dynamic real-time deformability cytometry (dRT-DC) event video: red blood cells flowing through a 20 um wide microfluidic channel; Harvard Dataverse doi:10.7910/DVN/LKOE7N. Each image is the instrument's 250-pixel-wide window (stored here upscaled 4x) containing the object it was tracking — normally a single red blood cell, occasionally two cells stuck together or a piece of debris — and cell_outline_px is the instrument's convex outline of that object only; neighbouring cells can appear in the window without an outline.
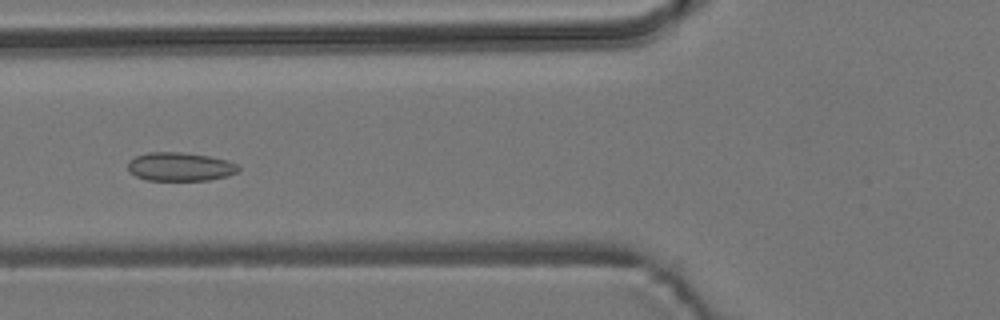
{"species": "common noctule bat (a hibernating species)", "species_latin": "Nyctalus noctula", "temperature_condition": "room temperature", "stored_images_in_passage": 49, "camera_frame_rate_fps": 3000, "um_per_image_px": 0.085, "animal": {"sex": "male", "body_mass_g": 19.2, "forearm_length_mm": 51.8}, "frame": {"image": 1, "passage_image": 15, "time_ms": 4.667, "image_size_px": [1000, 320], "cell_outline_px": [[240, 172], [228, 176], [208, 180], [148, 180], [136, 176], [128, 172], [128, 160], [136, 156], [148, 152], [180, 152], [208, 156], [228, 160], [240, 164]], "centroid_in_image_um": [15.34, 14.17], "position_along_channel_um": 110.5, "area_um2": 18.67}}
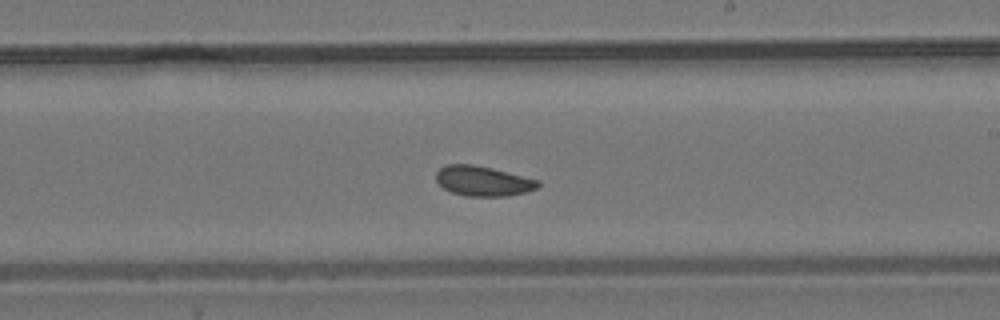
{"frame": {"image": 2, "passage_image": 26, "time_ms": 8.333, "image_size_px": [1000, 320], "cell_outline_px": [[540, 184], [536, 188], [524, 192], [508, 196], [464, 196], [452, 192], [444, 188], [436, 180], [436, 172], [444, 164], [472, 164], [492, 168], [540, 180]], "centroid_in_image_um": [41.04, 15.38], "position_along_channel_um": 248.0, "area_um2": 17.8}}
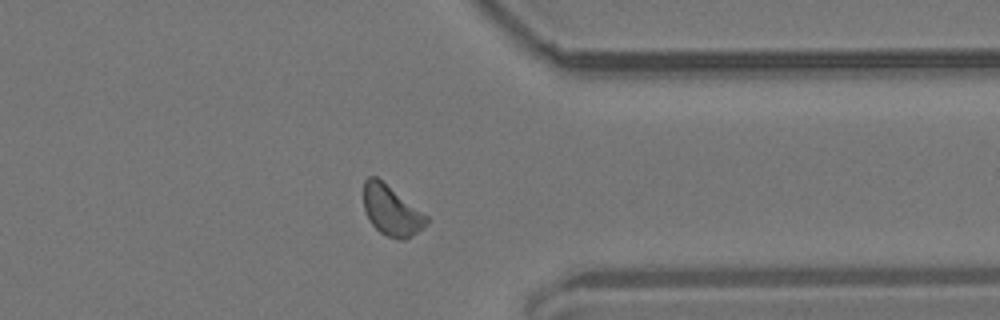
{"frame": {"image": 3, "passage_image": 37, "time_ms": 12.0, "image_size_px": [1000, 320], "cell_outline_px": [[428, 224], [412, 236], [404, 240], [396, 240], [380, 232], [372, 224], [364, 208], [364, 180], [368, 176], [376, 176], [428, 216]], "centroid_in_image_um": [33.28, 17.91], "position_along_channel_um": 378.1, "area_um2": 18.21}, "authors_computed_cell_mechanics": {"area_um2": 18.0914, "velocity_mm_per_s": 3.741, "shape_relaxation_time_tau1_ms": 4.6887, "shape_relaxation_time_tau2_ms": 6.0499, "deformation_change_tau1": 0.0541, "deformation_change_tau2": 0.1139}}